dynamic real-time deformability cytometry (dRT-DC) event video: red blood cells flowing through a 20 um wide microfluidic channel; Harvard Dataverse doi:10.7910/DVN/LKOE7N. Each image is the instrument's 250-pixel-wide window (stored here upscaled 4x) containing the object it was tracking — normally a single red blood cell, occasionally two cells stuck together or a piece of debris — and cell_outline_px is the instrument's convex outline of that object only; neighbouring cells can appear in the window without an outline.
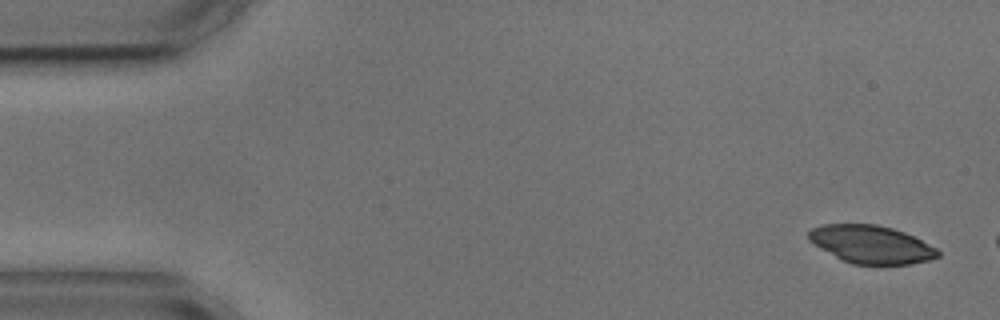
{"species": "common noctule bat (a hibernating species)", "species_latin": "Nyctalus noctula", "temperature_condition": "cold", "stored_images_in_passage": 3, "camera_frame_rate_fps": 3000, "um_per_image_px": 0.085, "animal": {"sex": "male", "body_mass_g": 17.9, "forearm_length_mm": 54.2}, "frame": {"image": 1, "passage_image": 1, "time_ms": 0.0, "image_size_px": [1000, 320], "cell_outline_px": [[940, 256], [928, 260], [912, 264], [852, 264], [840, 260], [808, 240], [808, 232], [812, 228], [820, 224], [876, 224], [892, 228], [904, 232], [936, 248], [940, 252]], "centroid_in_image_um": [74.02, 20.77], "position_along_channel_um": 11.0, "area_um2": 28.5}}